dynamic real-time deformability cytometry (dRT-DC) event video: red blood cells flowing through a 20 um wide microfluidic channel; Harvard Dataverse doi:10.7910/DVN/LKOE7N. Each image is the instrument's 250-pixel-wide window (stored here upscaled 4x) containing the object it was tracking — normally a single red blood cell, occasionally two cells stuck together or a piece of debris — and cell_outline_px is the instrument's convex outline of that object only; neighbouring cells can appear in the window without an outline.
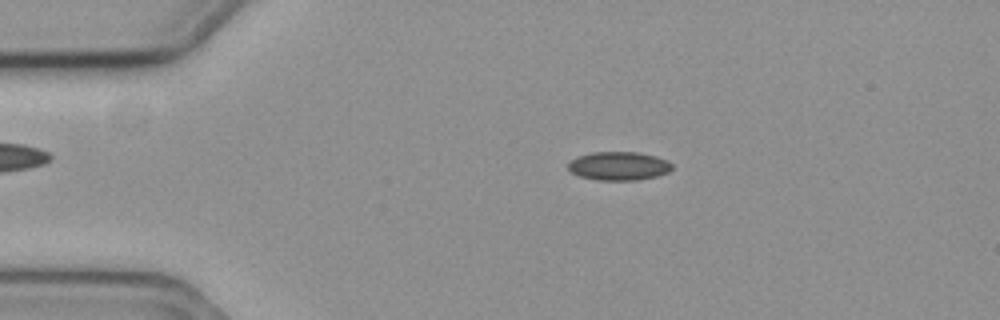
{"species": "common noctule bat (a hibernating species)", "species_latin": "Nyctalus noctula", "temperature_condition": "cold", "stored_images_in_passage": 55, "camera_frame_rate_fps": 3000, "um_per_image_px": 0.085, "animal": {"sex": "female", "body_mass_g": 19.3, "forearm_length_mm": 54.1}, "frame": {"image": 1, "passage_image": 9, "time_ms": 2.667, "image_size_px": [1000, 320], "cell_outline_px": [[672, 168], [668, 172], [656, 176], [636, 180], [596, 180], [580, 176], [572, 172], [568, 168], [568, 164], [572, 160], [580, 156], [592, 152], [636, 152], [656, 156], [668, 160], [672, 164]], "centroid_in_image_um": [52.62, 14.11], "position_along_channel_um": 32.4, "area_um2": 17.17}}
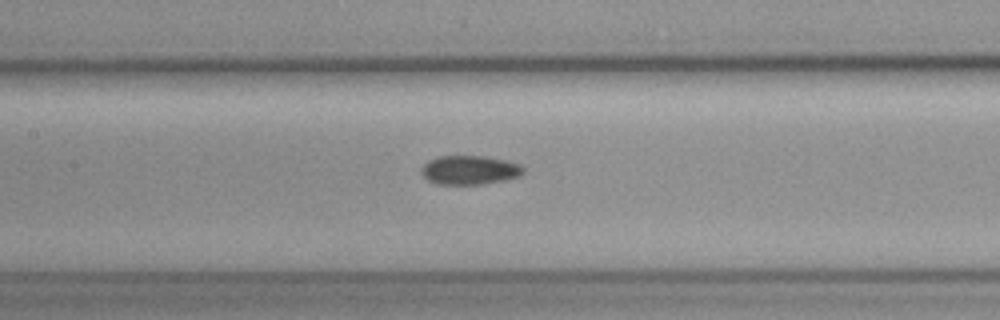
{"frame": {"image": 2, "passage_image": 24, "time_ms": 7.667, "image_size_px": [1000, 320], "cell_outline_px": [[524, 172], [520, 176], [504, 180], [484, 184], [436, 184], [428, 180], [420, 172], [420, 168], [428, 160], [436, 156], [484, 156], [504, 160], [520, 164], [524, 168]], "centroid_in_image_um": [39.9, 14.45], "position_along_channel_um": 167.5, "area_um2": 17.34}}
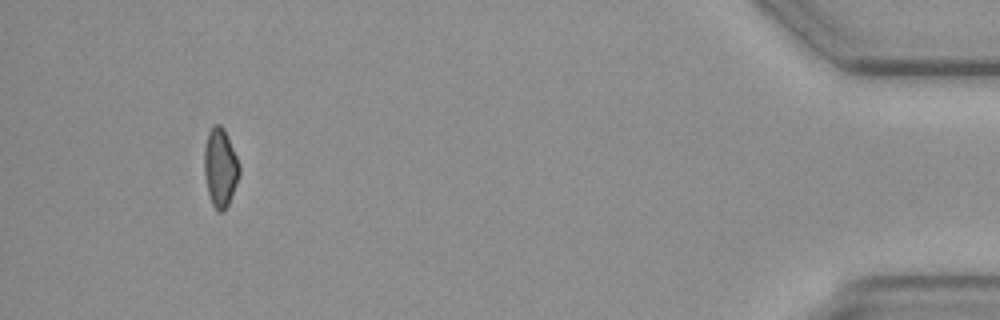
{"frame": {"image": 3, "passage_image": 51, "time_ms": 16.667, "image_size_px": [1000, 320], "cell_outline_px": [[240, 176], [228, 204], [224, 212], [220, 212], [212, 204], [208, 192], [204, 172], [204, 148], [208, 132], [216, 124], [220, 124], [224, 128], [240, 164]], "centroid_in_image_um": [18.73, 14.24], "position_along_channel_um": 416.5, "area_um2": 16.07}, "authors_computed_cell_mechanics": {"area_um2": 16.9354, "velocity_mm_per_s": 3.613, "shape_relaxation_time_tau1_ms": null, "shape_relaxation_time_tau2_ms": 7.9912, "deformation_change_tau1": null, "deformation_change_tau2": 0.1056}}